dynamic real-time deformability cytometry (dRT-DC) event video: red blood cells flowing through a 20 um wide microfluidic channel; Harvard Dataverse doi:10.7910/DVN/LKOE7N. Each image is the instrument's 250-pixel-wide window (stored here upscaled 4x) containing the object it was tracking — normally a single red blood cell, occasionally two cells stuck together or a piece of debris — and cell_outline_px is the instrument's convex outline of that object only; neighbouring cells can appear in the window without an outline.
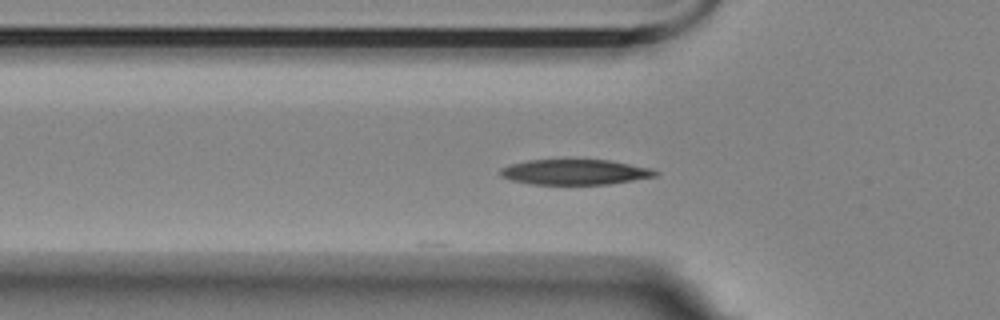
{"species": "Egyptian fruit bat (a non-hibernating species)", "species_latin": "Rousettus aegyptiacus", "temperature_condition": "room temperature", "stored_images_in_passage": 3, "camera_frame_rate_fps": 3000, "um_per_image_px": 0.085, "animal": {"sex": "female"}, "frame": {"image": 1, "passage_image": 3, "time_ms": 3.0, "image_size_px": [1000, 320], "cell_outline_px": [[660, 172], [656, 176], [608, 184], [532, 184], [512, 180], [500, 176], [500, 168], [508, 164], [528, 160], [564, 156], [572, 156], [612, 160], [652, 168]], "centroid_in_image_um": [48.84, 14.55], "position_along_channel_um": 77.0, "area_um2": 24.22}}